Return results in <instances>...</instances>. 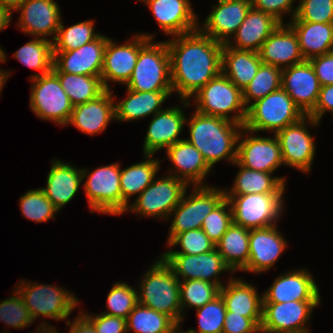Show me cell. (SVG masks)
I'll use <instances>...</instances> for the list:
<instances>
[{
    "label": "cell",
    "instance_id": "6da1fadb",
    "mask_svg": "<svg viewBox=\"0 0 333 333\" xmlns=\"http://www.w3.org/2000/svg\"><path fill=\"white\" fill-rule=\"evenodd\" d=\"M171 68V85L188 108L191 97L221 73L223 44L199 29L166 40Z\"/></svg>",
    "mask_w": 333,
    "mask_h": 333
},
{
    "label": "cell",
    "instance_id": "7a4b0ae2",
    "mask_svg": "<svg viewBox=\"0 0 333 333\" xmlns=\"http://www.w3.org/2000/svg\"><path fill=\"white\" fill-rule=\"evenodd\" d=\"M185 125L189 128L186 140L195 146L212 169L214 164L237 160V141L243 125L218 116L204 115L196 110Z\"/></svg>",
    "mask_w": 333,
    "mask_h": 333
},
{
    "label": "cell",
    "instance_id": "3957f363",
    "mask_svg": "<svg viewBox=\"0 0 333 333\" xmlns=\"http://www.w3.org/2000/svg\"><path fill=\"white\" fill-rule=\"evenodd\" d=\"M139 283L138 303L169 316L181 326L180 281L162 257L151 264Z\"/></svg>",
    "mask_w": 333,
    "mask_h": 333
},
{
    "label": "cell",
    "instance_id": "277c9868",
    "mask_svg": "<svg viewBox=\"0 0 333 333\" xmlns=\"http://www.w3.org/2000/svg\"><path fill=\"white\" fill-rule=\"evenodd\" d=\"M191 98L196 111L201 114L218 116L241 125L245 123L247 108L244 105L243 92L222 72Z\"/></svg>",
    "mask_w": 333,
    "mask_h": 333
},
{
    "label": "cell",
    "instance_id": "5b68a950",
    "mask_svg": "<svg viewBox=\"0 0 333 333\" xmlns=\"http://www.w3.org/2000/svg\"><path fill=\"white\" fill-rule=\"evenodd\" d=\"M152 41L150 39L139 50L136 66L125 85L139 92L173 91L167 43Z\"/></svg>",
    "mask_w": 333,
    "mask_h": 333
},
{
    "label": "cell",
    "instance_id": "8992f818",
    "mask_svg": "<svg viewBox=\"0 0 333 333\" xmlns=\"http://www.w3.org/2000/svg\"><path fill=\"white\" fill-rule=\"evenodd\" d=\"M304 116L293 99L280 87L247 108L243 127L254 133L272 131L276 134Z\"/></svg>",
    "mask_w": 333,
    "mask_h": 333
},
{
    "label": "cell",
    "instance_id": "52a82bcc",
    "mask_svg": "<svg viewBox=\"0 0 333 333\" xmlns=\"http://www.w3.org/2000/svg\"><path fill=\"white\" fill-rule=\"evenodd\" d=\"M21 280L15 285L35 321L44 316L54 320H66L79 305V300L70 290L60 286L38 284Z\"/></svg>",
    "mask_w": 333,
    "mask_h": 333
},
{
    "label": "cell",
    "instance_id": "ba28073f",
    "mask_svg": "<svg viewBox=\"0 0 333 333\" xmlns=\"http://www.w3.org/2000/svg\"><path fill=\"white\" fill-rule=\"evenodd\" d=\"M217 186H193L191 194L184 192L180 203L172 210L173 215L167 244L179 233L201 229L205 217L225 198L224 189Z\"/></svg>",
    "mask_w": 333,
    "mask_h": 333
},
{
    "label": "cell",
    "instance_id": "9c48e42d",
    "mask_svg": "<svg viewBox=\"0 0 333 333\" xmlns=\"http://www.w3.org/2000/svg\"><path fill=\"white\" fill-rule=\"evenodd\" d=\"M284 193L225 195L232 207L233 223L246 229L276 225L284 211Z\"/></svg>",
    "mask_w": 333,
    "mask_h": 333
},
{
    "label": "cell",
    "instance_id": "30bf717a",
    "mask_svg": "<svg viewBox=\"0 0 333 333\" xmlns=\"http://www.w3.org/2000/svg\"><path fill=\"white\" fill-rule=\"evenodd\" d=\"M82 185L88 199L90 214H122V191L120 187V164L112 163L93 171L82 168Z\"/></svg>",
    "mask_w": 333,
    "mask_h": 333
},
{
    "label": "cell",
    "instance_id": "8fae6325",
    "mask_svg": "<svg viewBox=\"0 0 333 333\" xmlns=\"http://www.w3.org/2000/svg\"><path fill=\"white\" fill-rule=\"evenodd\" d=\"M30 109L42 120L67 126L73 105L61 86L58 76L53 72L30 79Z\"/></svg>",
    "mask_w": 333,
    "mask_h": 333
},
{
    "label": "cell",
    "instance_id": "7c38bea8",
    "mask_svg": "<svg viewBox=\"0 0 333 333\" xmlns=\"http://www.w3.org/2000/svg\"><path fill=\"white\" fill-rule=\"evenodd\" d=\"M188 185L172 175L156 178L138 197L128 205L126 212L136 213L142 217L170 219L172 210L188 189Z\"/></svg>",
    "mask_w": 333,
    "mask_h": 333
},
{
    "label": "cell",
    "instance_id": "4fadbf2b",
    "mask_svg": "<svg viewBox=\"0 0 333 333\" xmlns=\"http://www.w3.org/2000/svg\"><path fill=\"white\" fill-rule=\"evenodd\" d=\"M318 127L319 122L305 115L298 122L286 126L275 134L278 138L284 166L310 173L315 158L316 144L308 125Z\"/></svg>",
    "mask_w": 333,
    "mask_h": 333
},
{
    "label": "cell",
    "instance_id": "5bb4252c",
    "mask_svg": "<svg viewBox=\"0 0 333 333\" xmlns=\"http://www.w3.org/2000/svg\"><path fill=\"white\" fill-rule=\"evenodd\" d=\"M134 37V38H133ZM128 39L125 44L119 45L108 38L101 71V80L106 90H111L109 81L126 84L136 66L139 50L155 37L154 34L138 33Z\"/></svg>",
    "mask_w": 333,
    "mask_h": 333
},
{
    "label": "cell",
    "instance_id": "9a60e30c",
    "mask_svg": "<svg viewBox=\"0 0 333 333\" xmlns=\"http://www.w3.org/2000/svg\"><path fill=\"white\" fill-rule=\"evenodd\" d=\"M320 302H263L260 329L271 333H311L306 324Z\"/></svg>",
    "mask_w": 333,
    "mask_h": 333
},
{
    "label": "cell",
    "instance_id": "2e32d148",
    "mask_svg": "<svg viewBox=\"0 0 333 333\" xmlns=\"http://www.w3.org/2000/svg\"><path fill=\"white\" fill-rule=\"evenodd\" d=\"M249 132L251 136L247 133ZM245 134V135H244ZM242 128L237 141V162L245 168L274 173L284 165L278 138L261 137Z\"/></svg>",
    "mask_w": 333,
    "mask_h": 333
},
{
    "label": "cell",
    "instance_id": "e0dca14e",
    "mask_svg": "<svg viewBox=\"0 0 333 333\" xmlns=\"http://www.w3.org/2000/svg\"><path fill=\"white\" fill-rule=\"evenodd\" d=\"M160 257L171 267L179 281L199 279L221 288L224 284L219 279L220 274H233L217 249L199 255L161 254Z\"/></svg>",
    "mask_w": 333,
    "mask_h": 333
},
{
    "label": "cell",
    "instance_id": "ac0fdd59",
    "mask_svg": "<svg viewBox=\"0 0 333 333\" xmlns=\"http://www.w3.org/2000/svg\"><path fill=\"white\" fill-rule=\"evenodd\" d=\"M17 11L20 12L17 27L21 31L34 38L54 41L62 20L58 3L54 0H26ZM51 35L54 37L50 39Z\"/></svg>",
    "mask_w": 333,
    "mask_h": 333
},
{
    "label": "cell",
    "instance_id": "d6986e66",
    "mask_svg": "<svg viewBox=\"0 0 333 333\" xmlns=\"http://www.w3.org/2000/svg\"><path fill=\"white\" fill-rule=\"evenodd\" d=\"M282 88L294 104L309 115L315 108L321 85L309 60L282 69Z\"/></svg>",
    "mask_w": 333,
    "mask_h": 333
},
{
    "label": "cell",
    "instance_id": "ffe728a7",
    "mask_svg": "<svg viewBox=\"0 0 333 333\" xmlns=\"http://www.w3.org/2000/svg\"><path fill=\"white\" fill-rule=\"evenodd\" d=\"M287 240L280 233L277 224L260 229H251L249 235V260L242 270L260 274L273 268L287 248Z\"/></svg>",
    "mask_w": 333,
    "mask_h": 333
},
{
    "label": "cell",
    "instance_id": "44dd1931",
    "mask_svg": "<svg viewBox=\"0 0 333 333\" xmlns=\"http://www.w3.org/2000/svg\"><path fill=\"white\" fill-rule=\"evenodd\" d=\"M262 295L263 302L321 301L318 285L305 268L280 274Z\"/></svg>",
    "mask_w": 333,
    "mask_h": 333
},
{
    "label": "cell",
    "instance_id": "7402d4cb",
    "mask_svg": "<svg viewBox=\"0 0 333 333\" xmlns=\"http://www.w3.org/2000/svg\"><path fill=\"white\" fill-rule=\"evenodd\" d=\"M166 35H180L198 29L199 18L190 0H143Z\"/></svg>",
    "mask_w": 333,
    "mask_h": 333
},
{
    "label": "cell",
    "instance_id": "603a6c76",
    "mask_svg": "<svg viewBox=\"0 0 333 333\" xmlns=\"http://www.w3.org/2000/svg\"><path fill=\"white\" fill-rule=\"evenodd\" d=\"M108 38L105 35H100L79 49L53 52V65L60 72L101 77L104 50Z\"/></svg>",
    "mask_w": 333,
    "mask_h": 333
},
{
    "label": "cell",
    "instance_id": "cb8c5ba5",
    "mask_svg": "<svg viewBox=\"0 0 333 333\" xmlns=\"http://www.w3.org/2000/svg\"><path fill=\"white\" fill-rule=\"evenodd\" d=\"M186 114L181 107H165L153 115L143 141V153L154 155L160 150H167L176 142L183 140L179 138L186 122Z\"/></svg>",
    "mask_w": 333,
    "mask_h": 333
},
{
    "label": "cell",
    "instance_id": "d4e9b609",
    "mask_svg": "<svg viewBox=\"0 0 333 333\" xmlns=\"http://www.w3.org/2000/svg\"><path fill=\"white\" fill-rule=\"evenodd\" d=\"M252 2H218L198 29L213 40L227 44L235 35Z\"/></svg>",
    "mask_w": 333,
    "mask_h": 333
},
{
    "label": "cell",
    "instance_id": "484cf974",
    "mask_svg": "<svg viewBox=\"0 0 333 333\" xmlns=\"http://www.w3.org/2000/svg\"><path fill=\"white\" fill-rule=\"evenodd\" d=\"M115 95L112 90H105L97 98L73 106L68 125H73L87 135L102 133L115 120Z\"/></svg>",
    "mask_w": 333,
    "mask_h": 333
},
{
    "label": "cell",
    "instance_id": "4316f807",
    "mask_svg": "<svg viewBox=\"0 0 333 333\" xmlns=\"http://www.w3.org/2000/svg\"><path fill=\"white\" fill-rule=\"evenodd\" d=\"M165 152L173 165L168 175L183 180L190 187L191 185L203 186V184L206 186L203 180L212 169L195 146L183 139L170 146Z\"/></svg>",
    "mask_w": 333,
    "mask_h": 333
},
{
    "label": "cell",
    "instance_id": "83f0119b",
    "mask_svg": "<svg viewBox=\"0 0 333 333\" xmlns=\"http://www.w3.org/2000/svg\"><path fill=\"white\" fill-rule=\"evenodd\" d=\"M259 56L264 64L281 69L301 63L303 58L297 34L289 24L281 23L262 44Z\"/></svg>",
    "mask_w": 333,
    "mask_h": 333
},
{
    "label": "cell",
    "instance_id": "f1b7e54d",
    "mask_svg": "<svg viewBox=\"0 0 333 333\" xmlns=\"http://www.w3.org/2000/svg\"><path fill=\"white\" fill-rule=\"evenodd\" d=\"M227 285L220 288L226 310L237 315L251 318L259 327L262 322L263 295L247 281L229 276Z\"/></svg>",
    "mask_w": 333,
    "mask_h": 333
},
{
    "label": "cell",
    "instance_id": "f546056e",
    "mask_svg": "<svg viewBox=\"0 0 333 333\" xmlns=\"http://www.w3.org/2000/svg\"><path fill=\"white\" fill-rule=\"evenodd\" d=\"M45 187L40 188L54 207L60 211L78 192L82 181V168L53 159Z\"/></svg>",
    "mask_w": 333,
    "mask_h": 333
},
{
    "label": "cell",
    "instance_id": "4dcf8cb0",
    "mask_svg": "<svg viewBox=\"0 0 333 333\" xmlns=\"http://www.w3.org/2000/svg\"><path fill=\"white\" fill-rule=\"evenodd\" d=\"M280 24L281 22L274 16L251 6L233 39L227 45L239 50L259 52L262 44Z\"/></svg>",
    "mask_w": 333,
    "mask_h": 333
},
{
    "label": "cell",
    "instance_id": "1f68e13d",
    "mask_svg": "<svg viewBox=\"0 0 333 333\" xmlns=\"http://www.w3.org/2000/svg\"><path fill=\"white\" fill-rule=\"evenodd\" d=\"M127 90V97L114 102L115 120L128 122L152 116L163 110L162 105L173 91H134Z\"/></svg>",
    "mask_w": 333,
    "mask_h": 333
},
{
    "label": "cell",
    "instance_id": "d6a6232c",
    "mask_svg": "<svg viewBox=\"0 0 333 333\" xmlns=\"http://www.w3.org/2000/svg\"><path fill=\"white\" fill-rule=\"evenodd\" d=\"M262 63L258 52L223 44L221 72L242 91L255 77Z\"/></svg>",
    "mask_w": 333,
    "mask_h": 333
},
{
    "label": "cell",
    "instance_id": "836d02e7",
    "mask_svg": "<svg viewBox=\"0 0 333 333\" xmlns=\"http://www.w3.org/2000/svg\"><path fill=\"white\" fill-rule=\"evenodd\" d=\"M305 60L333 51V23L291 21Z\"/></svg>",
    "mask_w": 333,
    "mask_h": 333
},
{
    "label": "cell",
    "instance_id": "e575fe53",
    "mask_svg": "<svg viewBox=\"0 0 333 333\" xmlns=\"http://www.w3.org/2000/svg\"><path fill=\"white\" fill-rule=\"evenodd\" d=\"M145 160L135 163L125 169L120 167V187L122 191V214L126 212L129 199L147 188L156 178L160 170L159 159L151 154H144Z\"/></svg>",
    "mask_w": 333,
    "mask_h": 333
},
{
    "label": "cell",
    "instance_id": "d590c367",
    "mask_svg": "<svg viewBox=\"0 0 333 333\" xmlns=\"http://www.w3.org/2000/svg\"><path fill=\"white\" fill-rule=\"evenodd\" d=\"M234 165L239 167V171H237L232 188L229 190L228 187L225 188V195L284 193L285 177H273V173L251 170L243 167L237 161L233 163Z\"/></svg>",
    "mask_w": 333,
    "mask_h": 333
},
{
    "label": "cell",
    "instance_id": "8d00e7d4",
    "mask_svg": "<svg viewBox=\"0 0 333 333\" xmlns=\"http://www.w3.org/2000/svg\"><path fill=\"white\" fill-rule=\"evenodd\" d=\"M250 230L232 223L216 244L224 263L233 273L242 271L249 260Z\"/></svg>",
    "mask_w": 333,
    "mask_h": 333
},
{
    "label": "cell",
    "instance_id": "74e56055",
    "mask_svg": "<svg viewBox=\"0 0 333 333\" xmlns=\"http://www.w3.org/2000/svg\"><path fill=\"white\" fill-rule=\"evenodd\" d=\"M52 71L58 76L73 106L93 100L106 90L101 77L60 72L54 65Z\"/></svg>",
    "mask_w": 333,
    "mask_h": 333
},
{
    "label": "cell",
    "instance_id": "f35d334b",
    "mask_svg": "<svg viewBox=\"0 0 333 333\" xmlns=\"http://www.w3.org/2000/svg\"><path fill=\"white\" fill-rule=\"evenodd\" d=\"M13 57L28 68L39 71L31 75L30 79L47 74L53 69V41L44 38L32 39L19 48Z\"/></svg>",
    "mask_w": 333,
    "mask_h": 333
},
{
    "label": "cell",
    "instance_id": "ab89813d",
    "mask_svg": "<svg viewBox=\"0 0 333 333\" xmlns=\"http://www.w3.org/2000/svg\"><path fill=\"white\" fill-rule=\"evenodd\" d=\"M127 332L172 333L178 325L167 315L137 304L126 319Z\"/></svg>",
    "mask_w": 333,
    "mask_h": 333
},
{
    "label": "cell",
    "instance_id": "60d3db41",
    "mask_svg": "<svg viewBox=\"0 0 333 333\" xmlns=\"http://www.w3.org/2000/svg\"><path fill=\"white\" fill-rule=\"evenodd\" d=\"M282 87V69L262 63L252 81L243 89L246 108Z\"/></svg>",
    "mask_w": 333,
    "mask_h": 333
},
{
    "label": "cell",
    "instance_id": "b9f144b4",
    "mask_svg": "<svg viewBox=\"0 0 333 333\" xmlns=\"http://www.w3.org/2000/svg\"><path fill=\"white\" fill-rule=\"evenodd\" d=\"M94 26V20H85L65 28L61 20L53 41V52L79 49L84 44L97 39L101 34L94 31Z\"/></svg>",
    "mask_w": 333,
    "mask_h": 333
},
{
    "label": "cell",
    "instance_id": "7bdbcfd3",
    "mask_svg": "<svg viewBox=\"0 0 333 333\" xmlns=\"http://www.w3.org/2000/svg\"><path fill=\"white\" fill-rule=\"evenodd\" d=\"M219 294L220 287L217 284L199 279L180 281V304L183 320L186 316L184 308L203 307Z\"/></svg>",
    "mask_w": 333,
    "mask_h": 333
},
{
    "label": "cell",
    "instance_id": "ee69618b",
    "mask_svg": "<svg viewBox=\"0 0 333 333\" xmlns=\"http://www.w3.org/2000/svg\"><path fill=\"white\" fill-rule=\"evenodd\" d=\"M21 215L26 219L43 223L54 219L59 212L40 188L27 191L19 200Z\"/></svg>",
    "mask_w": 333,
    "mask_h": 333
},
{
    "label": "cell",
    "instance_id": "f6af8a7d",
    "mask_svg": "<svg viewBox=\"0 0 333 333\" xmlns=\"http://www.w3.org/2000/svg\"><path fill=\"white\" fill-rule=\"evenodd\" d=\"M196 313L199 324L198 331L190 329L186 331L187 333H222L226 316V305L220 294L203 307L197 308Z\"/></svg>",
    "mask_w": 333,
    "mask_h": 333
},
{
    "label": "cell",
    "instance_id": "bcb514c9",
    "mask_svg": "<svg viewBox=\"0 0 333 333\" xmlns=\"http://www.w3.org/2000/svg\"><path fill=\"white\" fill-rule=\"evenodd\" d=\"M180 245L181 250H168L162 254H187L199 255L216 249L202 229H193L177 234L168 244V248Z\"/></svg>",
    "mask_w": 333,
    "mask_h": 333
},
{
    "label": "cell",
    "instance_id": "7dc6e473",
    "mask_svg": "<svg viewBox=\"0 0 333 333\" xmlns=\"http://www.w3.org/2000/svg\"><path fill=\"white\" fill-rule=\"evenodd\" d=\"M107 311L102 313L127 319L138 304L137 290L125 282H116L107 294Z\"/></svg>",
    "mask_w": 333,
    "mask_h": 333
},
{
    "label": "cell",
    "instance_id": "c3c4849f",
    "mask_svg": "<svg viewBox=\"0 0 333 333\" xmlns=\"http://www.w3.org/2000/svg\"><path fill=\"white\" fill-rule=\"evenodd\" d=\"M0 321L19 330L34 323L28 308L24 305V301L16 289L11 297L0 302Z\"/></svg>",
    "mask_w": 333,
    "mask_h": 333
},
{
    "label": "cell",
    "instance_id": "681fc988",
    "mask_svg": "<svg viewBox=\"0 0 333 333\" xmlns=\"http://www.w3.org/2000/svg\"><path fill=\"white\" fill-rule=\"evenodd\" d=\"M232 223V207L229 200L224 198L213 211L205 217L201 229L212 242L217 244Z\"/></svg>",
    "mask_w": 333,
    "mask_h": 333
},
{
    "label": "cell",
    "instance_id": "f907efd6",
    "mask_svg": "<svg viewBox=\"0 0 333 333\" xmlns=\"http://www.w3.org/2000/svg\"><path fill=\"white\" fill-rule=\"evenodd\" d=\"M291 21L333 23V0H300Z\"/></svg>",
    "mask_w": 333,
    "mask_h": 333
},
{
    "label": "cell",
    "instance_id": "816d5d0a",
    "mask_svg": "<svg viewBox=\"0 0 333 333\" xmlns=\"http://www.w3.org/2000/svg\"><path fill=\"white\" fill-rule=\"evenodd\" d=\"M82 314L93 324L97 333H127L126 319L98 313V315Z\"/></svg>",
    "mask_w": 333,
    "mask_h": 333
},
{
    "label": "cell",
    "instance_id": "f5cc1de1",
    "mask_svg": "<svg viewBox=\"0 0 333 333\" xmlns=\"http://www.w3.org/2000/svg\"><path fill=\"white\" fill-rule=\"evenodd\" d=\"M295 0H252V6L255 9L261 10L274 16L281 23L285 13L291 14V20L296 16L297 6L294 7Z\"/></svg>",
    "mask_w": 333,
    "mask_h": 333
},
{
    "label": "cell",
    "instance_id": "db71d44e",
    "mask_svg": "<svg viewBox=\"0 0 333 333\" xmlns=\"http://www.w3.org/2000/svg\"><path fill=\"white\" fill-rule=\"evenodd\" d=\"M222 333H258L260 327L251 319L226 310Z\"/></svg>",
    "mask_w": 333,
    "mask_h": 333
},
{
    "label": "cell",
    "instance_id": "11a10c76",
    "mask_svg": "<svg viewBox=\"0 0 333 333\" xmlns=\"http://www.w3.org/2000/svg\"><path fill=\"white\" fill-rule=\"evenodd\" d=\"M321 86L333 84V51L309 59Z\"/></svg>",
    "mask_w": 333,
    "mask_h": 333
},
{
    "label": "cell",
    "instance_id": "9f6ffc18",
    "mask_svg": "<svg viewBox=\"0 0 333 333\" xmlns=\"http://www.w3.org/2000/svg\"><path fill=\"white\" fill-rule=\"evenodd\" d=\"M327 111L333 116V84L321 86L317 103L309 116L320 123Z\"/></svg>",
    "mask_w": 333,
    "mask_h": 333
},
{
    "label": "cell",
    "instance_id": "6f0895ef",
    "mask_svg": "<svg viewBox=\"0 0 333 333\" xmlns=\"http://www.w3.org/2000/svg\"><path fill=\"white\" fill-rule=\"evenodd\" d=\"M66 324L69 326V333H97L93 324L81 313V311L78 316L76 315L73 321L67 319Z\"/></svg>",
    "mask_w": 333,
    "mask_h": 333
},
{
    "label": "cell",
    "instance_id": "680465c9",
    "mask_svg": "<svg viewBox=\"0 0 333 333\" xmlns=\"http://www.w3.org/2000/svg\"><path fill=\"white\" fill-rule=\"evenodd\" d=\"M12 16L13 15L0 4V32L10 25ZM6 60V52L0 47V63H4Z\"/></svg>",
    "mask_w": 333,
    "mask_h": 333
},
{
    "label": "cell",
    "instance_id": "91938a15",
    "mask_svg": "<svg viewBox=\"0 0 333 333\" xmlns=\"http://www.w3.org/2000/svg\"><path fill=\"white\" fill-rule=\"evenodd\" d=\"M26 0H0V4L11 14L16 11Z\"/></svg>",
    "mask_w": 333,
    "mask_h": 333
},
{
    "label": "cell",
    "instance_id": "94428289",
    "mask_svg": "<svg viewBox=\"0 0 333 333\" xmlns=\"http://www.w3.org/2000/svg\"><path fill=\"white\" fill-rule=\"evenodd\" d=\"M11 72L8 71H4L3 69L0 68V95L2 93V89L4 87L5 82H7L6 80L10 77Z\"/></svg>",
    "mask_w": 333,
    "mask_h": 333
},
{
    "label": "cell",
    "instance_id": "6125c7cd",
    "mask_svg": "<svg viewBox=\"0 0 333 333\" xmlns=\"http://www.w3.org/2000/svg\"><path fill=\"white\" fill-rule=\"evenodd\" d=\"M48 322H46V321H42V323H41V325H39L38 327H36L37 328V332H35V333H42V326H46V327H48V328H53V326L52 325H50V324H48ZM31 333V332H30Z\"/></svg>",
    "mask_w": 333,
    "mask_h": 333
},
{
    "label": "cell",
    "instance_id": "be15d7a7",
    "mask_svg": "<svg viewBox=\"0 0 333 333\" xmlns=\"http://www.w3.org/2000/svg\"><path fill=\"white\" fill-rule=\"evenodd\" d=\"M42 333H59L56 328H48L46 326H42Z\"/></svg>",
    "mask_w": 333,
    "mask_h": 333
},
{
    "label": "cell",
    "instance_id": "e7e4bbea",
    "mask_svg": "<svg viewBox=\"0 0 333 333\" xmlns=\"http://www.w3.org/2000/svg\"><path fill=\"white\" fill-rule=\"evenodd\" d=\"M218 2H252V0H218Z\"/></svg>",
    "mask_w": 333,
    "mask_h": 333
},
{
    "label": "cell",
    "instance_id": "03108f58",
    "mask_svg": "<svg viewBox=\"0 0 333 333\" xmlns=\"http://www.w3.org/2000/svg\"><path fill=\"white\" fill-rule=\"evenodd\" d=\"M180 326H178L172 333H187L186 331H182V329L180 330Z\"/></svg>",
    "mask_w": 333,
    "mask_h": 333
},
{
    "label": "cell",
    "instance_id": "003e7915",
    "mask_svg": "<svg viewBox=\"0 0 333 333\" xmlns=\"http://www.w3.org/2000/svg\"><path fill=\"white\" fill-rule=\"evenodd\" d=\"M259 333H271V332H268V331H265V330H259Z\"/></svg>",
    "mask_w": 333,
    "mask_h": 333
}]
</instances>
